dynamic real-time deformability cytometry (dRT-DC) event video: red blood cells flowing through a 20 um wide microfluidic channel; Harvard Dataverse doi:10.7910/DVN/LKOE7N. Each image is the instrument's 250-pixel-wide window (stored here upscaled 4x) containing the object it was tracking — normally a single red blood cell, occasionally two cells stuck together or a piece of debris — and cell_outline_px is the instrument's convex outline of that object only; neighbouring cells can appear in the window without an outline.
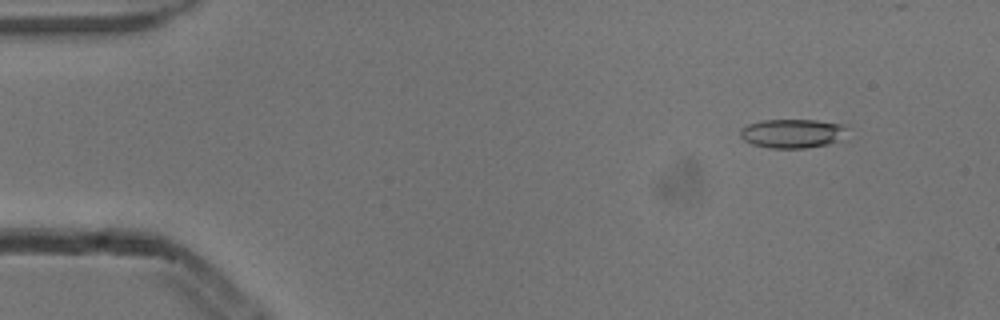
{"species": "common noctule bat (a hibernating species)", "species_latin": "Nyctalus noctula", "temperature_condition": "cold", "stored_images_in_passage": 5, "camera_frame_rate_fps": 3000, "um_per_image_px": 0.085, "animal": {"sex": "male", "body_mass_g": 13.3}, "frame": {"image": 1, "passage_image": 2, "time_ms": 0.333, "image_size_px": [1000, 320], "cell_outline_px": [[848, 128], [840, 140], [828, 144], [804, 148], [768, 148], [752, 144], [744, 140], [740, 136], [740, 128], [748, 124], [760, 120], [816, 120], [844, 124]], "centroid_in_image_um": [67.34, 11.34], "position_along_channel_um": 17.7, "area_um2": 18.21}}
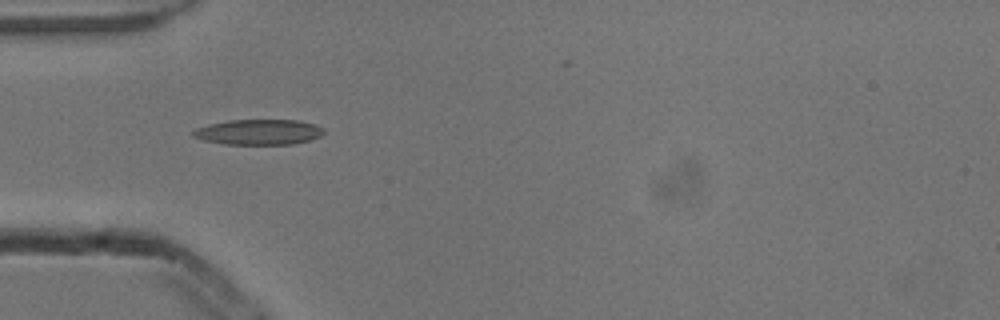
{"frame": {"image": 2, "passage_image": 5, "time_ms": 1.333, "image_size_px": [1000, 320], "cell_outline_px": [[324, 132], [320, 136], [308, 140], [292, 144], [224, 144], [204, 140], [192, 136], [192, 132], [196, 128], [208, 124], [228, 120], [300, 120], [324, 128]], "centroid_in_image_um": [21.96, 11.22], "position_along_channel_um": 63.0, "area_um2": 19.25}}